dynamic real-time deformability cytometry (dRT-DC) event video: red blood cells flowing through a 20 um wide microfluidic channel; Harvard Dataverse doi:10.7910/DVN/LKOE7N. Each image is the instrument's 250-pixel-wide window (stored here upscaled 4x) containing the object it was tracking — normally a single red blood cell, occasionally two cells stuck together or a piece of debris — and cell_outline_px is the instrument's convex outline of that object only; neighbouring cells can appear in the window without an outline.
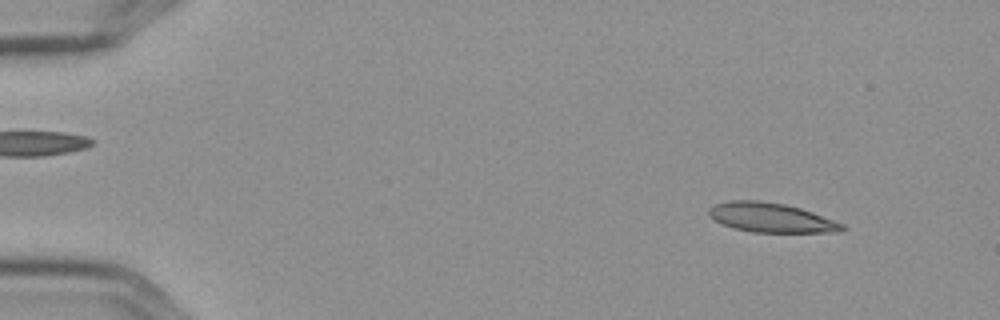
{"species": "Egyptian fruit bat (a non-hibernating species)", "species_latin": "Rousettus aegyptiacus", "temperature_condition": "cold", "stored_images_in_passage": 4, "camera_frame_rate_fps": 3000, "um_per_image_px": 0.085, "frame": {"image": 1, "passage_image": 1, "time_ms": 0.0, "image_size_px": [1000, 320], "cell_outline_px": [[848, 228], [840, 232], [752, 232], [732, 228], [708, 216], [708, 208], [716, 204], [728, 200], [760, 200], [784, 204], [800, 208], [812, 212], [844, 224]], "centroid_in_image_um": [65.54, 18.5], "position_along_channel_um": 19.5, "area_um2": 22.89}}
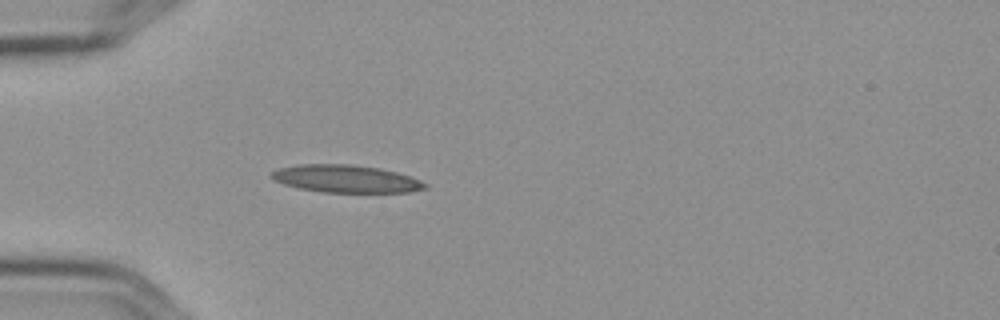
{"frame": {"image": 2, "passage_image": 4, "time_ms": 1.0, "image_size_px": [1000, 320], "cell_outline_px": [[428, 188], [412, 192], [320, 192], [300, 188], [284, 184], [272, 180], [268, 176], [272, 172], [280, 168], [300, 164], [352, 164], [380, 168], [396, 172], [420, 180], [428, 184]], "centroid_in_image_um": [29.4, 15.2], "position_along_channel_um": 55.6, "area_um2": 24.74}}